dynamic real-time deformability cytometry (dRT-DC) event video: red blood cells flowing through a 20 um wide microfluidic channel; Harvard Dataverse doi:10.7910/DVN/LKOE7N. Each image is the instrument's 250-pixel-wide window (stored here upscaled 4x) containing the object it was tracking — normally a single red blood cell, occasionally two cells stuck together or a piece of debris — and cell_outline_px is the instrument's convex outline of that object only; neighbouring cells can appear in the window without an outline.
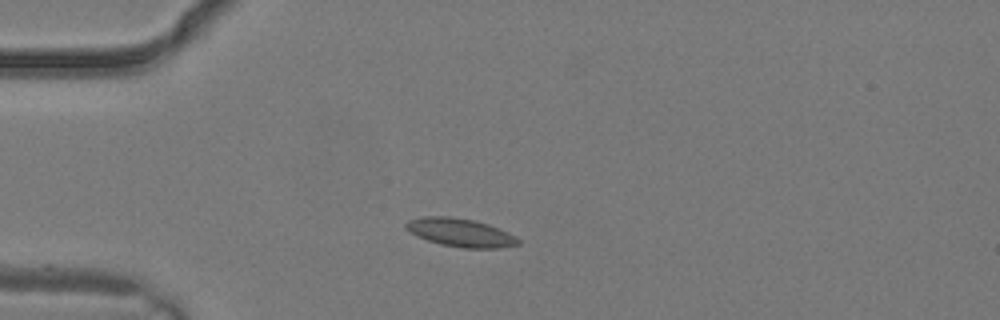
{"species": "common noctule bat (a hibernating species)", "species_latin": "Nyctalus noctula", "temperature_condition": "warm", "stored_images_in_passage": 1, "camera_frame_rate_fps": 3000, "um_per_image_px": 0.085, "animal": {"sex": "male", "body_mass_g": 19.2, "forearm_length_mm": 51.8}, "frame": {"image": 1, "passage_image": 1, "time_ms": 0.0, "image_size_px": [1000, 320], "cell_outline_px": [[520, 244], [500, 248], [464, 248], [440, 244], [416, 236], [404, 228], [404, 224], [408, 220], [424, 216], [452, 216], [476, 220], [500, 228], [516, 236], [520, 240]], "centroid_in_image_um": [39.14, 19.76], "position_along_channel_um": 45.9, "area_um2": 18.79}}